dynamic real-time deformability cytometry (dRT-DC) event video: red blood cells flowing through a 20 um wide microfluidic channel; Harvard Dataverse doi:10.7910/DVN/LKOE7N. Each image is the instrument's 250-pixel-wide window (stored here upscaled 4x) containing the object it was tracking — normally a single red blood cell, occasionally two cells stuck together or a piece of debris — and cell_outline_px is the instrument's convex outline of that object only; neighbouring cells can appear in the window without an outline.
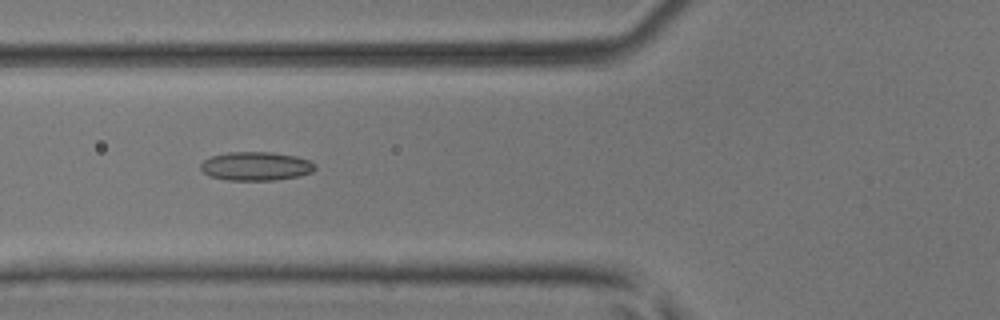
{"species": "common noctule bat (a hibernating species)", "species_latin": "Nyctalus noctula", "temperature_condition": "room temperature", "stored_images_in_passage": 39, "camera_frame_rate_fps": 3000, "um_per_image_px": 0.085, "animal": {"sex": "male", "body_mass_g": 17.9, "forearm_length_mm": 54.2}, "frame": {"image": 1, "passage_image": 9, "time_ms": 2.667, "image_size_px": [1000, 320], "cell_outline_px": [[316, 168], [312, 172], [300, 176], [276, 180], [228, 180], [208, 176], [200, 168], [200, 164], [204, 160], [212, 156], [228, 152], [272, 152], [296, 156], [308, 160], [316, 164]], "centroid_in_image_um": [21.76, 14.13], "position_along_channel_um": 104.0, "area_um2": 19.25}}
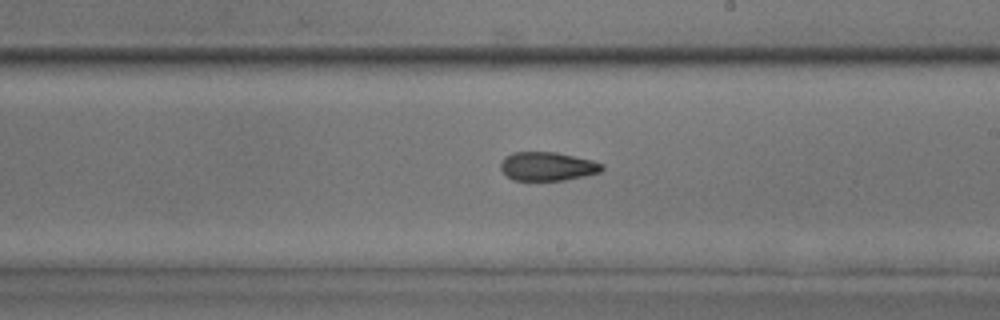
{"frame": {"image": 2, "passage_image": 19, "time_ms": 6.0, "image_size_px": [1000, 320], "cell_outline_px": [[604, 168], [600, 172], [584, 176], [564, 180], [512, 180], [500, 168], [500, 164], [504, 156], [512, 152], [556, 152], [592, 160], [604, 164]], "centroid_in_image_um": [46.53, 14.13], "position_along_channel_um": 242.5, "area_um2": 16.99}}
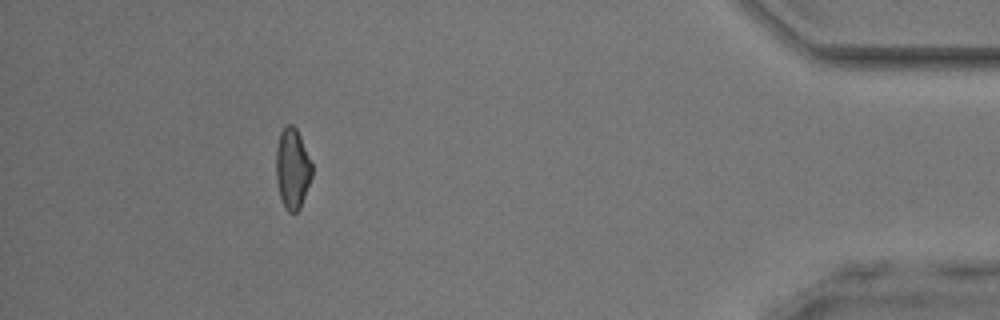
{"frame": {"image": 3, "passage_image": 35, "time_ms": 11.333, "image_size_px": [1000, 320], "cell_outline_px": [[312, 176], [300, 208], [296, 212], [288, 212], [284, 208], [280, 196], [276, 180], [276, 148], [280, 132], [288, 124], [292, 124], [296, 128], [300, 136], [312, 164]], "centroid_in_image_um": [24.84, 14.34], "position_along_channel_um": 410.4, "area_um2": 16.82}, "authors_computed_cell_mechanics": {"area_um2": 17.2244, "velocity_mm_per_s": 4.1705, "shape_relaxation_time_tau1_ms": null, "shape_relaxation_time_tau2_ms": 3.2398, "deformation_change_tau1": null, "deformation_change_tau2": 0.1144}}